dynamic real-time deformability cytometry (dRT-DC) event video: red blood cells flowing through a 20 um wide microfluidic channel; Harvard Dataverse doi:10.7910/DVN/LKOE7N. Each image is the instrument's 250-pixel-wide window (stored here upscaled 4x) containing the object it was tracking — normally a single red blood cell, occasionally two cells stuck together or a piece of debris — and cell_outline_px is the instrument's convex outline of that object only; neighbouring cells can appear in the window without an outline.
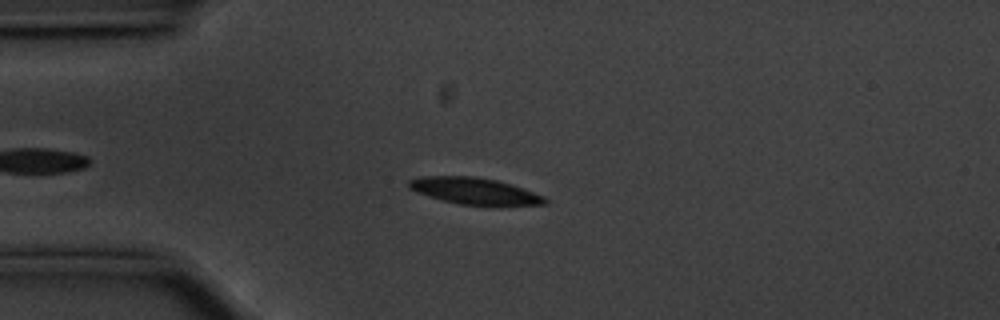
{"species": "common noctule bat (a hibernating species)", "species_latin": "Nyctalus noctula", "temperature_condition": "cold", "stored_images_in_passage": 49, "camera_frame_rate_fps": 3000, "um_per_image_px": 0.085, "animal": {"sex": "male", "body_mass_g": 20.1, "forearm_length_mm": 53.5}, "frame": {"image": 1, "passage_image": 10, "time_ms": 3.0, "image_size_px": [1000, 320], "cell_outline_px": [[548, 204], [496, 208], [460, 204], [428, 196], [416, 192], [408, 188], [408, 180], [420, 176], [472, 176], [496, 180], [544, 196], [548, 200]], "centroid_in_image_um": [40.38, 16.28], "position_along_channel_um": 44.6, "area_um2": 21.68}}
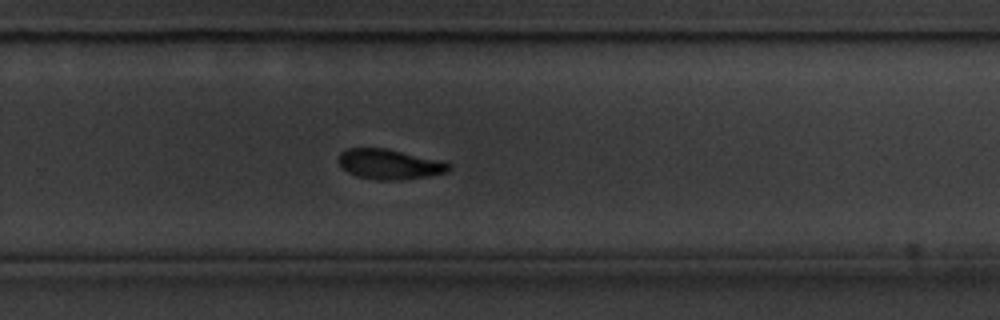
{"frame": {"image": 2, "passage_image": 33, "time_ms": 10.667, "image_size_px": [1000, 320], "cell_outline_px": [[452, 168], [448, 172], [428, 176], [404, 180], [376, 180], [356, 176], [348, 172], [340, 164], [340, 152], [348, 148], [384, 148], [440, 160], [452, 164]], "centroid_in_image_um": [33.15, 13.97], "position_along_channel_um": 296.7, "area_um2": 19.31}}
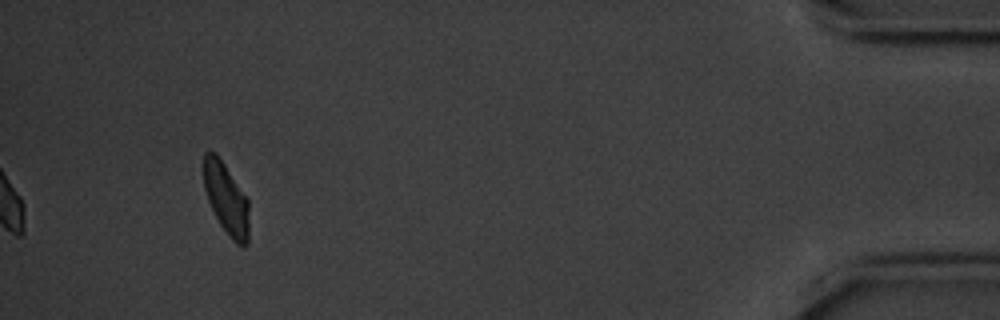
{"frame": {"image": 3, "passage_image": 49, "time_ms": 16.0, "image_size_px": [1000, 320], "cell_outline_px": [[248, 244], [244, 248], [236, 244], [228, 236], [220, 224], [208, 200], [204, 188], [204, 152], [208, 148], [216, 152], [248, 200]], "centroid_in_image_um": [19.22, 16.89], "position_along_channel_um": 416.0, "area_um2": 18.79}, "authors_computed_cell_mechanics": {"area_um2": 20.5768, "velocity_mm_per_s": 3.5265, "shape_relaxation_time_tau1_ms": 2.7767, "shape_relaxation_time_tau2_ms": null, "deformation_change_tau1": 0.1083, "deformation_change_tau2": null}}